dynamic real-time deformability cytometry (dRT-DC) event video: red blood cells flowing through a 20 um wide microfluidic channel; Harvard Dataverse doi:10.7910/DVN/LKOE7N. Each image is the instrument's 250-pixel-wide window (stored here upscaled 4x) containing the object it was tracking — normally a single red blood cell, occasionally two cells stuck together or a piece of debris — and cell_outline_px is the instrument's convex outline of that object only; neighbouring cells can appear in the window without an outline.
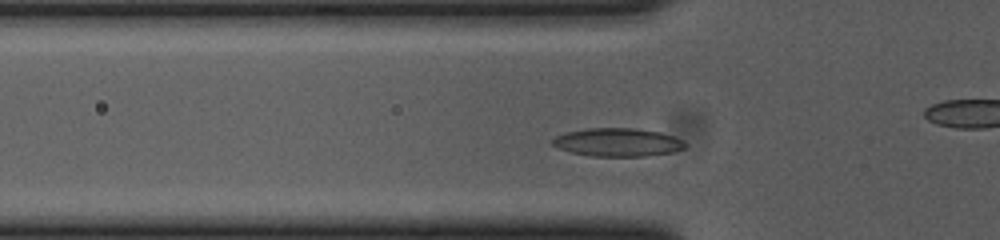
{"species": "common noctule bat (a hibernating species)", "species_latin": "Nyctalus noctula", "temperature_condition": "cold", "stored_images_in_passage": 45, "camera_frame_rate_fps": 3000, "um_per_image_px": 0.085, "animal": {"sex": "female", "body_mass_g": 23.0, "forearm_length_mm": 53.4}, "frame": {"image": 1, "passage_image": 14, "time_ms": 4.333, "image_size_px": [1000, 240], "cell_outline_px": [[688, 144], [684, 148], [672, 152], [644, 156], [592, 156], [572, 152], [560, 148], [552, 144], [552, 140], [556, 136], [568, 132], [588, 128], [632, 128], [660, 132], [684, 140]], "centroid_in_image_um": [52.54, 12.09], "position_along_channel_um": 73.3, "area_um2": 21.62}}
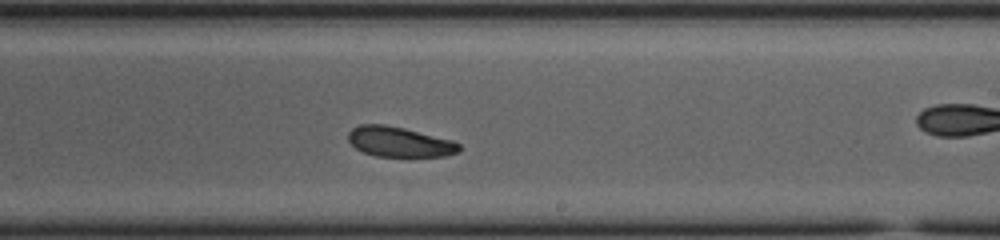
{"frame": {"image": 2, "passage_image": 29, "time_ms": 9.333, "image_size_px": [1000, 240], "cell_outline_px": [[460, 152], [444, 156], [376, 156], [364, 152], [356, 148], [348, 140], [348, 132], [352, 128], [360, 124], [384, 124], [404, 128], [452, 140], [460, 144]], "centroid_in_image_um": [33.94, 12.05], "position_along_channel_um": 255.1, "area_um2": 19.36}}
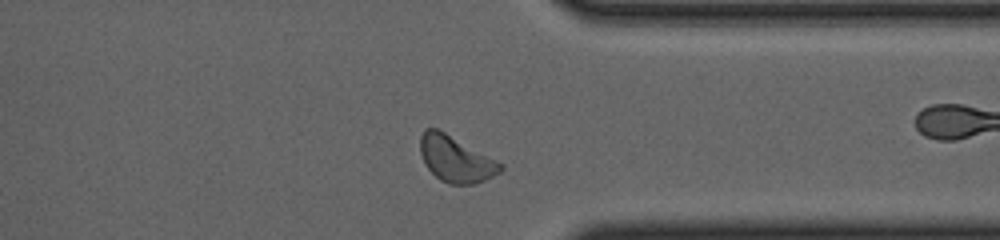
{"frame": {"image": 3, "passage_image": 39, "time_ms": 12.667, "image_size_px": [1000, 240], "cell_outline_px": [[504, 168], [500, 172], [476, 184], [448, 184], [440, 180], [424, 164], [420, 152], [420, 136], [424, 128], [436, 128], [444, 132], [504, 164]], "centroid_in_image_um": [38.72, 13.52], "position_along_channel_um": 372.7, "area_um2": 21.39}, "authors_computed_cell_mechanics": {"area_um2": 20.1144, "velocity_mm_per_s": 3.6305, "shape_relaxation_time_tau1_ms": 10.1201, "shape_relaxation_time_tau2_ms": 3.9828, "deformation_change_tau1": 0.1393, "deformation_change_tau2": 0.0999}}